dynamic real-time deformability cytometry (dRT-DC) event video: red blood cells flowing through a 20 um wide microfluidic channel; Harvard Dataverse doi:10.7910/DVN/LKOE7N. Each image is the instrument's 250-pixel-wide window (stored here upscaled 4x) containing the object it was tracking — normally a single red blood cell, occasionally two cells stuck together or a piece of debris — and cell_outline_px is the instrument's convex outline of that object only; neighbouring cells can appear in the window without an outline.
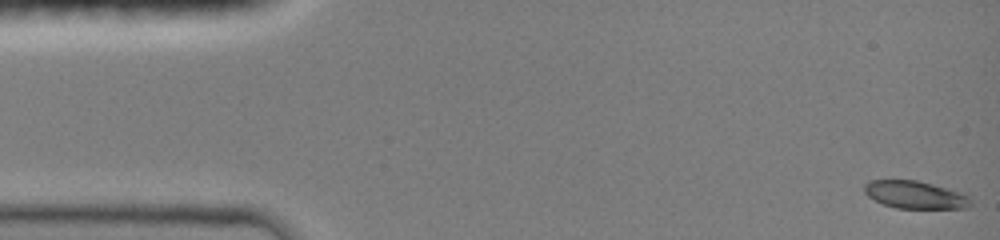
{"species": "common noctule bat (a hibernating species)", "species_latin": "Nyctalus noctula", "temperature_condition": "room temperature", "stored_images_in_passage": 46, "camera_frame_rate_fps": 3000, "um_per_image_px": 0.085, "animal": {"sex": "female", "body_mass_g": 19.0, "forearm_length_mm": 51.5}, "frame": {"image": 1, "passage_image": 1, "time_ms": 0.0, "image_size_px": [1000, 240], "cell_outline_px": [[972, 204], [968, 208], [896, 208], [884, 204], [868, 196], [864, 192], [864, 184], [868, 180], [916, 180], [968, 192]], "centroid_in_image_um": [77.86, 16.54], "position_along_channel_um": 7.1, "area_um2": 17.46}}
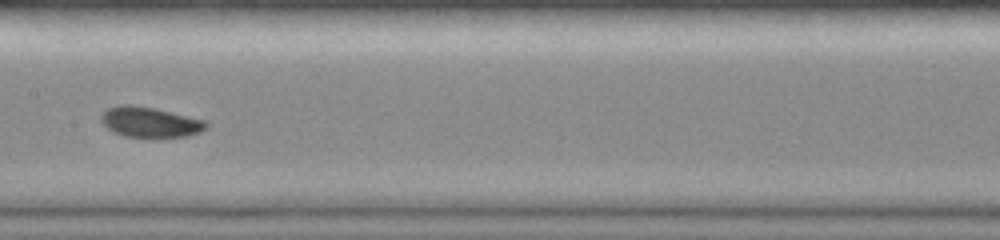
{"frame": {"image": 2, "passage_image": 24, "time_ms": 7.667, "image_size_px": [1000, 240], "cell_outline_px": [[208, 128], [200, 132], [188, 136], [124, 136], [112, 132], [100, 120], [100, 116], [108, 108], [120, 104], [132, 104], [152, 108], [204, 120], [208, 124]], "centroid_in_image_um": [12.72, 10.37], "position_along_channel_um": 194.7, "area_um2": 18.21}}
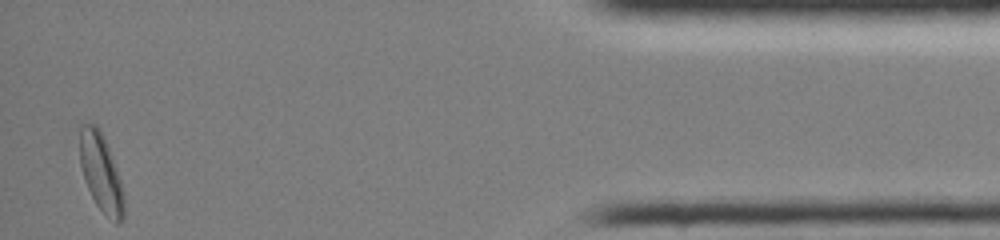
{"frame": {"image": 3, "passage_image": 46, "time_ms": 15.0, "image_size_px": [1000, 240], "cell_outline_px": [[124, 220], [120, 224], [116, 224], [96, 204], [84, 180], [80, 164], [80, 124], [96, 124], [100, 128], [116, 168], [120, 180], [124, 196]], "centroid_in_image_um": [8.59, 14.69], "position_along_channel_um": 426.6, "area_um2": 19.88}}